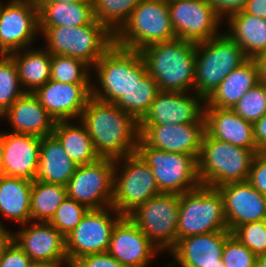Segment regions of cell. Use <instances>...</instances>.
<instances>
[{"label": "cell", "instance_id": "obj_17", "mask_svg": "<svg viewBox=\"0 0 266 267\" xmlns=\"http://www.w3.org/2000/svg\"><path fill=\"white\" fill-rule=\"evenodd\" d=\"M195 96H187V92L160 91L138 125L205 123L204 105L199 104L205 100L196 93Z\"/></svg>", "mask_w": 266, "mask_h": 267}, {"label": "cell", "instance_id": "obj_28", "mask_svg": "<svg viewBox=\"0 0 266 267\" xmlns=\"http://www.w3.org/2000/svg\"><path fill=\"white\" fill-rule=\"evenodd\" d=\"M227 18L230 33H226L243 50L249 59H255L266 51V19L259 18L243 10Z\"/></svg>", "mask_w": 266, "mask_h": 267}, {"label": "cell", "instance_id": "obj_6", "mask_svg": "<svg viewBox=\"0 0 266 267\" xmlns=\"http://www.w3.org/2000/svg\"><path fill=\"white\" fill-rule=\"evenodd\" d=\"M93 67L101 89L92 87V97L108 103H115L147 72L140 51L123 48L115 43Z\"/></svg>", "mask_w": 266, "mask_h": 267}, {"label": "cell", "instance_id": "obj_3", "mask_svg": "<svg viewBox=\"0 0 266 267\" xmlns=\"http://www.w3.org/2000/svg\"><path fill=\"white\" fill-rule=\"evenodd\" d=\"M256 152L210 137L206 132L198 157L201 185L213 188L246 181Z\"/></svg>", "mask_w": 266, "mask_h": 267}, {"label": "cell", "instance_id": "obj_32", "mask_svg": "<svg viewBox=\"0 0 266 267\" xmlns=\"http://www.w3.org/2000/svg\"><path fill=\"white\" fill-rule=\"evenodd\" d=\"M20 54L15 51L9 55L16 64L21 87H25V92L33 93L50 80L51 53L43 49H25V52Z\"/></svg>", "mask_w": 266, "mask_h": 267}, {"label": "cell", "instance_id": "obj_31", "mask_svg": "<svg viewBox=\"0 0 266 267\" xmlns=\"http://www.w3.org/2000/svg\"><path fill=\"white\" fill-rule=\"evenodd\" d=\"M53 135L62 144L69 157L78 165L96 162L100 156L96 153L92 139L85 126L73 125L68 121H56Z\"/></svg>", "mask_w": 266, "mask_h": 267}, {"label": "cell", "instance_id": "obj_37", "mask_svg": "<svg viewBox=\"0 0 266 267\" xmlns=\"http://www.w3.org/2000/svg\"><path fill=\"white\" fill-rule=\"evenodd\" d=\"M19 86L15 62L10 55L0 54V116L25 93Z\"/></svg>", "mask_w": 266, "mask_h": 267}, {"label": "cell", "instance_id": "obj_11", "mask_svg": "<svg viewBox=\"0 0 266 267\" xmlns=\"http://www.w3.org/2000/svg\"><path fill=\"white\" fill-rule=\"evenodd\" d=\"M128 217L159 249L171 251L177 243L179 195L160 193L138 206Z\"/></svg>", "mask_w": 266, "mask_h": 267}, {"label": "cell", "instance_id": "obj_26", "mask_svg": "<svg viewBox=\"0 0 266 267\" xmlns=\"http://www.w3.org/2000/svg\"><path fill=\"white\" fill-rule=\"evenodd\" d=\"M78 164L64 150L52 134L41 138L38 171L35 180L66 186Z\"/></svg>", "mask_w": 266, "mask_h": 267}, {"label": "cell", "instance_id": "obj_41", "mask_svg": "<svg viewBox=\"0 0 266 267\" xmlns=\"http://www.w3.org/2000/svg\"><path fill=\"white\" fill-rule=\"evenodd\" d=\"M257 256L232 233L226 238L222 261L226 267H256Z\"/></svg>", "mask_w": 266, "mask_h": 267}, {"label": "cell", "instance_id": "obj_20", "mask_svg": "<svg viewBox=\"0 0 266 267\" xmlns=\"http://www.w3.org/2000/svg\"><path fill=\"white\" fill-rule=\"evenodd\" d=\"M159 249L128 217L122 216L115 224L108 253L125 267H147Z\"/></svg>", "mask_w": 266, "mask_h": 267}, {"label": "cell", "instance_id": "obj_22", "mask_svg": "<svg viewBox=\"0 0 266 267\" xmlns=\"http://www.w3.org/2000/svg\"><path fill=\"white\" fill-rule=\"evenodd\" d=\"M41 137L3 133L1 174L34 181L38 171Z\"/></svg>", "mask_w": 266, "mask_h": 267}, {"label": "cell", "instance_id": "obj_29", "mask_svg": "<svg viewBox=\"0 0 266 267\" xmlns=\"http://www.w3.org/2000/svg\"><path fill=\"white\" fill-rule=\"evenodd\" d=\"M32 181L0 174V213L24 226L31 221ZM0 227H4L0 221Z\"/></svg>", "mask_w": 266, "mask_h": 267}, {"label": "cell", "instance_id": "obj_18", "mask_svg": "<svg viewBox=\"0 0 266 267\" xmlns=\"http://www.w3.org/2000/svg\"><path fill=\"white\" fill-rule=\"evenodd\" d=\"M91 83H63L49 80L33 93L55 121L81 116L92 97Z\"/></svg>", "mask_w": 266, "mask_h": 267}, {"label": "cell", "instance_id": "obj_7", "mask_svg": "<svg viewBox=\"0 0 266 267\" xmlns=\"http://www.w3.org/2000/svg\"><path fill=\"white\" fill-rule=\"evenodd\" d=\"M174 39L167 0H142L114 35L116 45L137 51Z\"/></svg>", "mask_w": 266, "mask_h": 267}, {"label": "cell", "instance_id": "obj_24", "mask_svg": "<svg viewBox=\"0 0 266 267\" xmlns=\"http://www.w3.org/2000/svg\"><path fill=\"white\" fill-rule=\"evenodd\" d=\"M205 132L234 146L260 152L254 140L253 124L230 108L204 107Z\"/></svg>", "mask_w": 266, "mask_h": 267}, {"label": "cell", "instance_id": "obj_50", "mask_svg": "<svg viewBox=\"0 0 266 267\" xmlns=\"http://www.w3.org/2000/svg\"><path fill=\"white\" fill-rule=\"evenodd\" d=\"M12 233L6 230L5 227H0V257L4 248L8 245V243L12 240Z\"/></svg>", "mask_w": 266, "mask_h": 267}, {"label": "cell", "instance_id": "obj_5", "mask_svg": "<svg viewBox=\"0 0 266 267\" xmlns=\"http://www.w3.org/2000/svg\"><path fill=\"white\" fill-rule=\"evenodd\" d=\"M51 54L78 58L90 67L114 44V35L97 20L77 27H39Z\"/></svg>", "mask_w": 266, "mask_h": 267}, {"label": "cell", "instance_id": "obj_15", "mask_svg": "<svg viewBox=\"0 0 266 267\" xmlns=\"http://www.w3.org/2000/svg\"><path fill=\"white\" fill-rule=\"evenodd\" d=\"M38 30V10L33 0H11L5 6L0 2V54L26 48Z\"/></svg>", "mask_w": 266, "mask_h": 267}, {"label": "cell", "instance_id": "obj_27", "mask_svg": "<svg viewBox=\"0 0 266 267\" xmlns=\"http://www.w3.org/2000/svg\"><path fill=\"white\" fill-rule=\"evenodd\" d=\"M259 83L258 66L255 59H247L232 70L218 88L205 101V107L233 108L238 101Z\"/></svg>", "mask_w": 266, "mask_h": 267}, {"label": "cell", "instance_id": "obj_30", "mask_svg": "<svg viewBox=\"0 0 266 267\" xmlns=\"http://www.w3.org/2000/svg\"><path fill=\"white\" fill-rule=\"evenodd\" d=\"M38 18L39 27H77L96 21L92 0L47 4L38 12Z\"/></svg>", "mask_w": 266, "mask_h": 267}, {"label": "cell", "instance_id": "obj_8", "mask_svg": "<svg viewBox=\"0 0 266 267\" xmlns=\"http://www.w3.org/2000/svg\"><path fill=\"white\" fill-rule=\"evenodd\" d=\"M214 231H229L219 189L200 185L180 194L177 241Z\"/></svg>", "mask_w": 266, "mask_h": 267}, {"label": "cell", "instance_id": "obj_48", "mask_svg": "<svg viewBox=\"0 0 266 267\" xmlns=\"http://www.w3.org/2000/svg\"><path fill=\"white\" fill-rule=\"evenodd\" d=\"M255 61L258 66L259 82L266 84V51L259 54Z\"/></svg>", "mask_w": 266, "mask_h": 267}, {"label": "cell", "instance_id": "obj_21", "mask_svg": "<svg viewBox=\"0 0 266 267\" xmlns=\"http://www.w3.org/2000/svg\"><path fill=\"white\" fill-rule=\"evenodd\" d=\"M218 189L223 196L226 224L231 233L242 224L266 220V196L247 180Z\"/></svg>", "mask_w": 266, "mask_h": 267}, {"label": "cell", "instance_id": "obj_2", "mask_svg": "<svg viewBox=\"0 0 266 267\" xmlns=\"http://www.w3.org/2000/svg\"><path fill=\"white\" fill-rule=\"evenodd\" d=\"M147 73L158 83L160 91L194 90L196 43L176 38L151 44L141 51Z\"/></svg>", "mask_w": 266, "mask_h": 267}, {"label": "cell", "instance_id": "obj_10", "mask_svg": "<svg viewBox=\"0 0 266 267\" xmlns=\"http://www.w3.org/2000/svg\"><path fill=\"white\" fill-rule=\"evenodd\" d=\"M120 160L124 165L117 175L116 166ZM160 193L151 168L137 152L116 159L112 207L118 213L128 216L138 206Z\"/></svg>", "mask_w": 266, "mask_h": 267}, {"label": "cell", "instance_id": "obj_46", "mask_svg": "<svg viewBox=\"0 0 266 267\" xmlns=\"http://www.w3.org/2000/svg\"><path fill=\"white\" fill-rule=\"evenodd\" d=\"M254 140L260 152H266V113L253 124Z\"/></svg>", "mask_w": 266, "mask_h": 267}, {"label": "cell", "instance_id": "obj_12", "mask_svg": "<svg viewBox=\"0 0 266 267\" xmlns=\"http://www.w3.org/2000/svg\"><path fill=\"white\" fill-rule=\"evenodd\" d=\"M115 162L112 158H99L94 163L78 165L66 185L67 197L88 209L111 207Z\"/></svg>", "mask_w": 266, "mask_h": 267}, {"label": "cell", "instance_id": "obj_34", "mask_svg": "<svg viewBox=\"0 0 266 267\" xmlns=\"http://www.w3.org/2000/svg\"><path fill=\"white\" fill-rule=\"evenodd\" d=\"M67 198L66 186L32 181L31 189V220L49 222L56 209Z\"/></svg>", "mask_w": 266, "mask_h": 267}, {"label": "cell", "instance_id": "obj_14", "mask_svg": "<svg viewBox=\"0 0 266 267\" xmlns=\"http://www.w3.org/2000/svg\"><path fill=\"white\" fill-rule=\"evenodd\" d=\"M170 19L176 38L202 42L220 34V17L206 0L168 1Z\"/></svg>", "mask_w": 266, "mask_h": 267}, {"label": "cell", "instance_id": "obj_25", "mask_svg": "<svg viewBox=\"0 0 266 267\" xmlns=\"http://www.w3.org/2000/svg\"><path fill=\"white\" fill-rule=\"evenodd\" d=\"M1 117L8 118L14 128V131L11 132L35 135L41 138L53 134L56 122L31 92H25Z\"/></svg>", "mask_w": 266, "mask_h": 267}, {"label": "cell", "instance_id": "obj_16", "mask_svg": "<svg viewBox=\"0 0 266 267\" xmlns=\"http://www.w3.org/2000/svg\"><path fill=\"white\" fill-rule=\"evenodd\" d=\"M139 137L150 147L188 154L197 160L201 152L205 123L138 125Z\"/></svg>", "mask_w": 266, "mask_h": 267}, {"label": "cell", "instance_id": "obj_53", "mask_svg": "<svg viewBox=\"0 0 266 267\" xmlns=\"http://www.w3.org/2000/svg\"><path fill=\"white\" fill-rule=\"evenodd\" d=\"M29 267H57L54 265H50L48 263H37V262H32V264Z\"/></svg>", "mask_w": 266, "mask_h": 267}, {"label": "cell", "instance_id": "obj_47", "mask_svg": "<svg viewBox=\"0 0 266 267\" xmlns=\"http://www.w3.org/2000/svg\"><path fill=\"white\" fill-rule=\"evenodd\" d=\"M243 11L250 15L266 19V0H248Z\"/></svg>", "mask_w": 266, "mask_h": 267}, {"label": "cell", "instance_id": "obj_40", "mask_svg": "<svg viewBox=\"0 0 266 267\" xmlns=\"http://www.w3.org/2000/svg\"><path fill=\"white\" fill-rule=\"evenodd\" d=\"M232 234L256 256L266 253V220L242 224Z\"/></svg>", "mask_w": 266, "mask_h": 267}, {"label": "cell", "instance_id": "obj_36", "mask_svg": "<svg viewBox=\"0 0 266 267\" xmlns=\"http://www.w3.org/2000/svg\"><path fill=\"white\" fill-rule=\"evenodd\" d=\"M89 67L78 58L51 54L50 79L63 83H91Z\"/></svg>", "mask_w": 266, "mask_h": 267}, {"label": "cell", "instance_id": "obj_35", "mask_svg": "<svg viewBox=\"0 0 266 267\" xmlns=\"http://www.w3.org/2000/svg\"><path fill=\"white\" fill-rule=\"evenodd\" d=\"M96 20L113 35L129 19L133 10L142 0H92Z\"/></svg>", "mask_w": 266, "mask_h": 267}, {"label": "cell", "instance_id": "obj_9", "mask_svg": "<svg viewBox=\"0 0 266 267\" xmlns=\"http://www.w3.org/2000/svg\"><path fill=\"white\" fill-rule=\"evenodd\" d=\"M136 152L151 168L161 193L180 195L201 185L194 156L155 149L140 137Z\"/></svg>", "mask_w": 266, "mask_h": 267}, {"label": "cell", "instance_id": "obj_33", "mask_svg": "<svg viewBox=\"0 0 266 267\" xmlns=\"http://www.w3.org/2000/svg\"><path fill=\"white\" fill-rule=\"evenodd\" d=\"M160 92L158 83L147 72L114 104L139 122Z\"/></svg>", "mask_w": 266, "mask_h": 267}, {"label": "cell", "instance_id": "obj_52", "mask_svg": "<svg viewBox=\"0 0 266 267\" xmlns=\"http://www.w3.org/2000/svg\"><path fill=\"white\" fill-rule=\"evenodd\" d=\"M2 155H3V133H0V174L2 166Z\"/></svg>", "mask_w": 266, "mask_h": 267}, {"label": "cell", "instance_id": "obj_38", "mask_svg": "<svg viewBox=\"0 0 266 267\" xmlns=\"http://www.w3.org/2000/svg\"><path fill=\"white\" fill-rule=\"evenodd\" d=\"M231 109L248 122L256 123L266 113V84L257 83Z\"/></svg>", "mask_w": 266, "mask_h": 267}, {"label": "cell", "instance_id": "obj_1", "mask_svg": "<svg viewBox=\"0 0 266 267\" xmlns=\"http://www.w3.org/2000/svg\"><path fill=\"white\" fill-rule=\"evenodd\" d=\"M79 119L100 158L116 160L136 152L138 122L114 103L91 97Z\"/></svg>", "mask_w": 266, "mask_h": 267}, {"label": "cell", "instance_id": "obj_39", "mask_svg": "<svg viewBox=\"0 0 266 267\" xmlns=\"http://www.w3.org/2000/svg\"><path fill=\"white\" fill-rule=\"evenodd\" d=\"M88 210L85 205L67 197L56 209L49 223L66 237L81 222Z\"/></svg>", "mask_w": 266, "mask_h": 267}, {"label": "cell", "instance_id": "obj_49", "mask_svg": "<svg viewBox=\"0 0 266 267\" xmlns=\"http://www.w3.org/2000/svg\"><path fill=\"white\" fill-rule=\"evenodd\" d=\"M89 0H33L38 12L47 4L52 3H77V2H88Z\"/></svg>", "mask_w": 266, "mask_h": 267}, {"label": "cell", "instance_id": "obj_51", "mask_svg": "<svg viewBox=\"0 0 266 267\" xmlns=\"http://www.w3.org/2000/svg\"><path fill=\"white\" fill-rule=\"evenodd\" d=\"M256 267H266V253L257 256Z\"/></svg>", "mask_w": 266, "mask_h": 267}, {"label": "cell", "instance_id": "obj_4", "mask_svg": "<svg viewBox=\"0 0 266 267\" xmlns=\"http://www.w3.org/2000/svg\"><path fill=\"white\" fill-rule=\"evenodd\" d=\"M247 59L226 33L196 43L194 93L206 101L222 80Z\"/></svg>", "mask_w": 266, "mask_h": 267}, {"label": "cell", "instance_id": "obj_45", "mask_svg": "<svg viewBox=\"0 0 266 267\" xmlns=\"http://www.w3.org/2000/svg\"><path fill=\"white\" fill-rule=\"evenodd\" d=\"M216 14L222 19L223 15L231 16L234 13L242 11L248 0H206Z\"/></svg>", "mask_w": 266, "mask_h": 267}, {"label": "cell", "instance_id": "obj_19", "mask_svg": "<svg viewBox=\"0 0 266 267\" xmlns=\"http://www.w3.org/2000/svg\"><path fill=\"white\" fill-rule=\"evenodd\" d=\"M12 239L29 256L32 262L48 263L57 267L67 264L66 239L49 222L36 221L19 230Z\"/></svg>", "mask_w": 266, "mask_h": 267}, {"label": "cell", "instance_id": "obj_42", "mask_svg": "<svg viewBox=\"0 0 266 267\" xmlns=\"http://www.w3.org/2000/svg\"><path fill=\"white\" fill-rule=\"evenodd\" d=\"M247 181L263 196H266V152L256 153Z\"/></svg>", "mask_w": 266, "mask_h": 267}, {"label": "cell", "instance_id": "obj_44", "mask_svg": "<svg viewBox=\"0 0 266 267\" xmlns=\"http://www.w3.org/2000/svg\"><path fill=\"white\" fill-rule=\"evenodd\" d=\"M69 267H125L108 252L86 255L74 260Z\"/></svg>", "mask_w": 266, "mask_h": 267}, {"label": "cell", "instance_id": "obj_43", "mask_svg": "<svg viewBox=\"0 0 266 267\" xmlns=\"http://www.w3.org/2000/svg\"><path fill=\"white\" fill-rule=\"evenodd\" d=\"M31 264L29 256L13 239L4 248L0 257V267H29Z\"/></svg>", "mask_w": 266, "mask_h": 267}, {"label": "cell", "instance_id": "obj_13", "mask_svg": "<svg viewBox=\"0 0 266 267\" xmlns=\"http://www.w3.org/2000/svg\"><path fill=\"white\" fill-rule=\"evenodd\" d=\"M109 210L116 212L115 218L110 216ZM121 217L112 206L108 209H89L81 222L65 237L69 265L86 255L107 252L112 230Z\"/></svg>", "mask_w": 266, "mask_h": 267}, {"label": "cell", "instance_id": "obj_23", "mask_svg": "<svg viewBox=\"0 0 266 267\" xmlns=\"http://www.w3.org/2000/svg\"><path fill=\"white\" fill-rule=\"evenodd\" d=\"M230 234V231H214L182 238L170 252L181 267H226L222 253Z\"/></svg>", "mask_w": 266, "mask_h": 267}]
</instances>
